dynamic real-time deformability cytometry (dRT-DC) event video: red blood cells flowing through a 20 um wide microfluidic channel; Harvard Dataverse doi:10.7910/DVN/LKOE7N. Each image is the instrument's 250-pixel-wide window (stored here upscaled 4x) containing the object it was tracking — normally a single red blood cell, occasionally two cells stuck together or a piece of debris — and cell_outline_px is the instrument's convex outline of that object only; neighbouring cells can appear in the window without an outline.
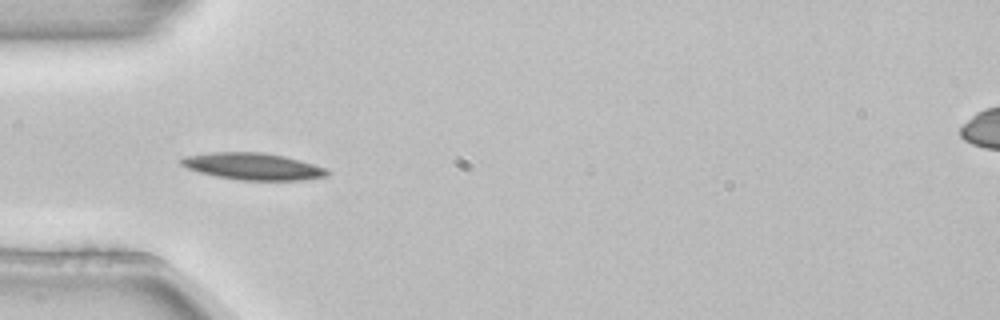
{"species": "common noctule bat (a hibernating species)", "species_latin": "Nyctalus noctula", "temperature_condition": "room temperature", "stored_images_in_passage": 5, "camera_frame_rate_fps": 3000, "um_per_image_px": 0.085, "animal": {"sex": "female", "body_mass_g": 22.7, "forearm_length_mm": 54.2}, "frame": {"image": 1, "passage_image": 5, "time_ms": 1.333, "image_size_px": [1000, 320], "cell_outline_px": [[328, 176], [300, 180], [240, 180], [216, 176], [200, 172], [188, 168], [180, 164], [180, 160], [184, 156], [208, 152], [264, 152], [284, 156], [300, 160], [324, 168], [328, 172]], "centroid_in_image_um": [21.46, 14.13], "position_along_channel_um": 63.5, "area_um2": 22.72}}